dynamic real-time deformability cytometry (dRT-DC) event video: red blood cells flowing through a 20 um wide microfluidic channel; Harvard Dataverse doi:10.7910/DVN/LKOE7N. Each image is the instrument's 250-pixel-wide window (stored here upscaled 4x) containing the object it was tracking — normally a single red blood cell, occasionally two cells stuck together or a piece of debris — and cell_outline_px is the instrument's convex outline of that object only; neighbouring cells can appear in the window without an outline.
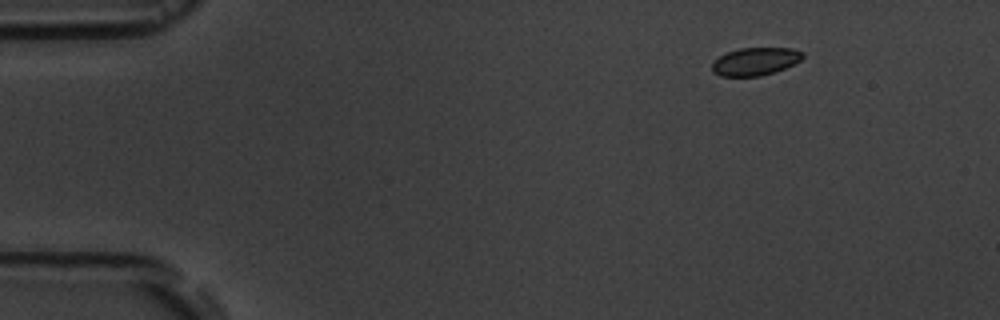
{"species": "common noctule bat (a hibernating species)", "species_latin": "Nyctalus noctula", "temperature_condition": "room temperature", "stored_images_in_passage": 4, "camera_frame_rate_fps": 3000, "um_per_image_px": 0.085, "animal": {"sex": "male", "body_mass_g": 19.5, "forearm_length_mm": 54.6}, "frame": {"image": 1, "passage_image": 1, "time_ms": 0.0, "image_size_px": [1000, 320], "cell_outline_px": [[804, 56], [800, 60], [784, 68], [760, 76], [720, 76], [712, 72], [712, 64], [720, 56], [728, 52], [740, 48], [792, 48], [804, 52]], "centroid_in_image_um": [64.19, 5.22], "position_along_channel_um": 20.8, "area_um2": 14.51}}
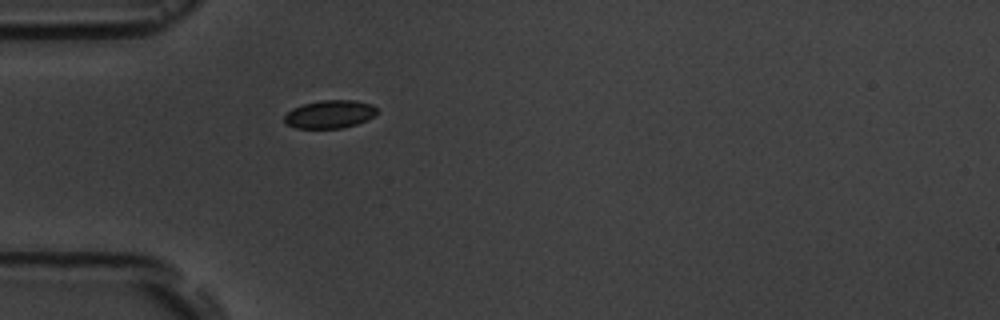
{"frame": {"image": 2, "passage_image": 4, "time_ms": 3.333, "image_size_px": [1000, 320], "cell_outline_px": [[376, 112], [372, 116], [356, 124], [340, 128], [296, 128], [288, 124], [284, 120], [284, 116], [292, 108], [304, 104], [320, 100], [356, 100], [372, 104], [376, 108]], "centroid_in_image_um": [28.0, 9.69], "position_along_channel_um": 57.0, "area_um2": 14.91}}